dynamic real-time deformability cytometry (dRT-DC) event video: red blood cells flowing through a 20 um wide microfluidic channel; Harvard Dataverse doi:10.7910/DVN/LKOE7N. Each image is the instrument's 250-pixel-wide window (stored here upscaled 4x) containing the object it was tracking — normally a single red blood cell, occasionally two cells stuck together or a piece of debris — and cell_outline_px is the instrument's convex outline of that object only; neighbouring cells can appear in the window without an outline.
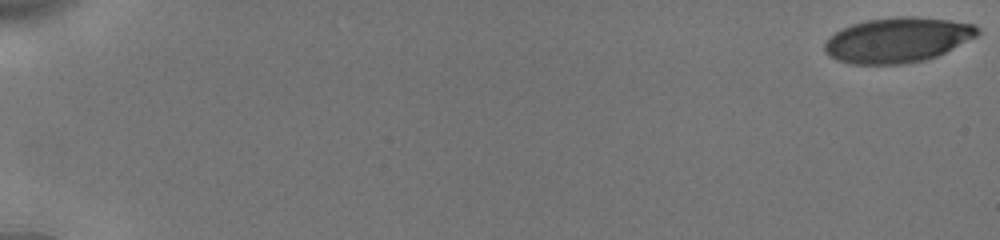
{"species": "human", "species_latin": "Homo sapiens", "temperature_condition": "cold", "stored_images_in_passage": 55, "camera_frame_rate_fps": 3000, "um_per_image_px": 0.085, "donor": {"sex": "male"}, "frame": {"image": 1, "passage_image": 1, "time_ms": 0.0, "image_size_px": [1000, 240], "cell_outline_px": [[980, 32], [976, 36], [936, 56], [924, 60], [900, 64], [848, 64], [836, 60], [828, 56], [824, 48], [824, 40], [836, 32], [852, 24], [868, 20], [900, 16], [912, 16], [948, 20], [972, 24], [980, 28]], "centroid_in_image_um": [76.25, 3.4], "position_along_channel_um": 8.8, "area_um2": 39.88}}
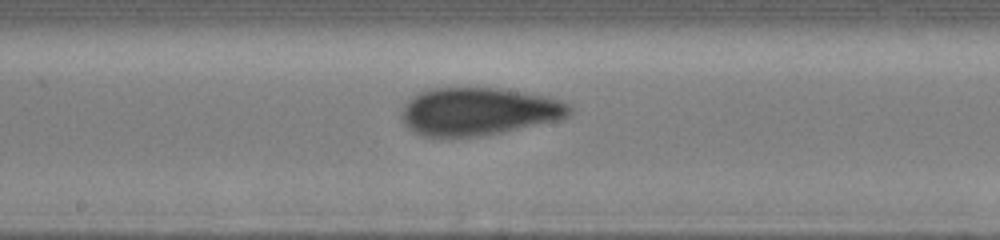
{"frame": {"image": 2, "passage_image": 32, "time_ms": 10.333, "image_size_px": [1000, 240], "cell_outline_px": [[572, 112], [560, 120], [480, 136], [424, 136], [408, 128], [404, 124], [400, 116], [400, 112], [404, 104], [416, 92], [432, 88], [504, 88], [548, 96], [560, 100], [568, 104], [572, 108]], "centroid_in_image_um": [40.66, 9.45], "position_along_channel_um": 207.5, "area_um2": 46.93}}
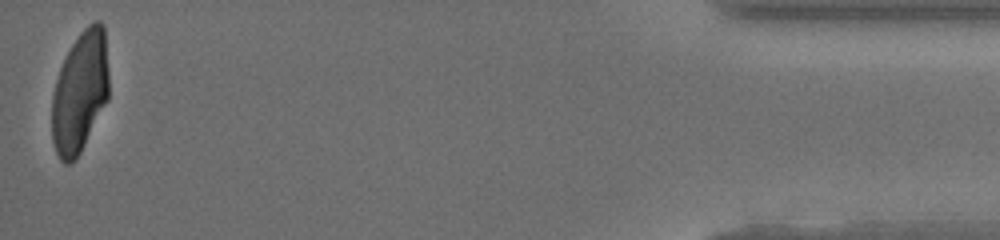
{"frame": {"image": 3, "passage_image": 55, "time_ms": 18.0, "image_size_px": [1000, 240], "cell_outline_px": [[108, 100], [80, 152], [68, 164], [64, 164], [60, 160], [56, 152], [52, 140], [52, 96], [56, 80], [60, 68], [72, 44], [80, 32], [92, 20], [100, 20], [104, 24], [108, 72]], "centroid_in_image_um": [6.8, 7.79], "position_along_channel_um": 428.4, "area_um2": 40.17}, "authors_computed_cell_mechanics": {"area_um2": 43.928, "velocity_mm_per_s": 3.8591, "shape_relaxation_time_tau1_ms": 5.4646, "shape_relaxation_time_tau2_ms": 1.3009, "deformation_change_tau1": 0.1773, "deformation_change_tau2": 0.07}}